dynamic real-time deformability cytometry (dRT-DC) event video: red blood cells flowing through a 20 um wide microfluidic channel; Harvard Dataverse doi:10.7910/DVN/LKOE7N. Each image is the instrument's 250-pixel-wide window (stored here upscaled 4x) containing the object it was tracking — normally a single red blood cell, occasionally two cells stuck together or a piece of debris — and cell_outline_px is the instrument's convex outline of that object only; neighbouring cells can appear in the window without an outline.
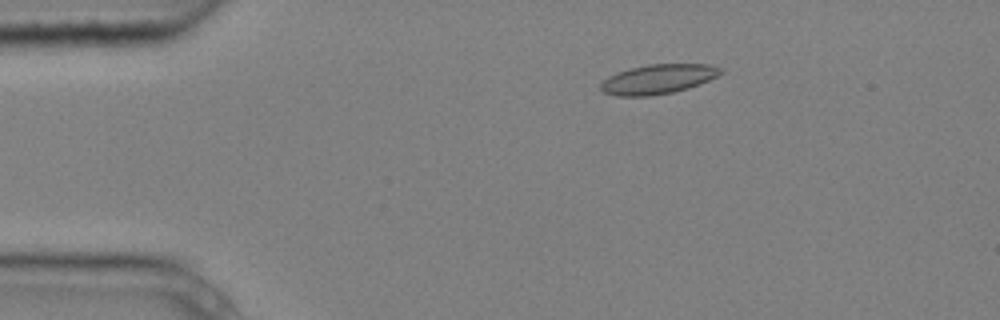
{"species": "common noctule bat (a hibernating species)", "species_latin": "Nyctalus noctula", "temperature_condition": "cold", "stored_images_in_passage": 5, "camera_frame_rate_fps": 3000, "um_per_image_px": 0.085, "animal": {"sex": "male", "body_mass_g": 20.4}, "frame": {"image": 1, "passage_image": 1, "time_ms": 0.0, "image_size_px": [1000, 320], "cell_outline_px": [[724, 72], [700, 84], [688, 88], [672, 92], [648, 96], [616, 96], [604, 92], [600, 88], [600, 84], [608, 76], [616, 72], [648, 64], [708, 64], [724, 68]], "centroid_in_image_um": [55.94, 6.72], "position_along_channel_um": 29.1, "area_um2": 20.63}}
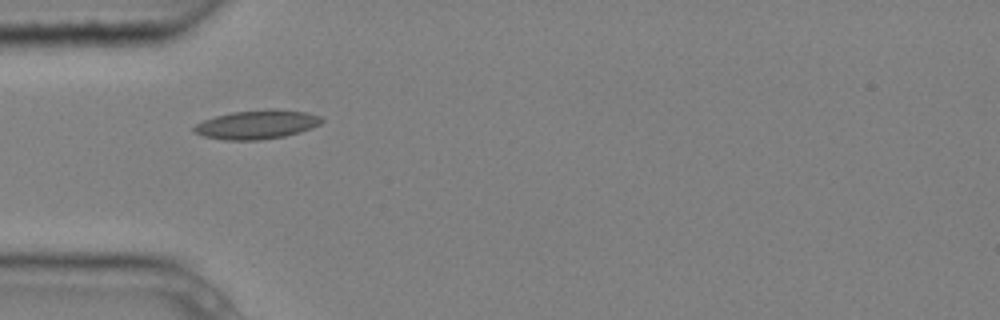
{"frame": {"image": 2, "passage_image": 3, "time_ms": 0.667, "image_size_px": [1000, 320], "cell_outline_px": [[324, 120], [320, 124], [312, 128], [300, 132], [284, 136], [260, 140], [224, 140], [204, 136], [192, 132], [192, 128], [196, 124], [204, 120], [216, 116], [232, 112], [272, 108], [308, 112], [320, 116]], "centroid_in_image_um": [21.85, 10.58], "position_along_channel_um": 63.2, "area_um2": 21.68}}
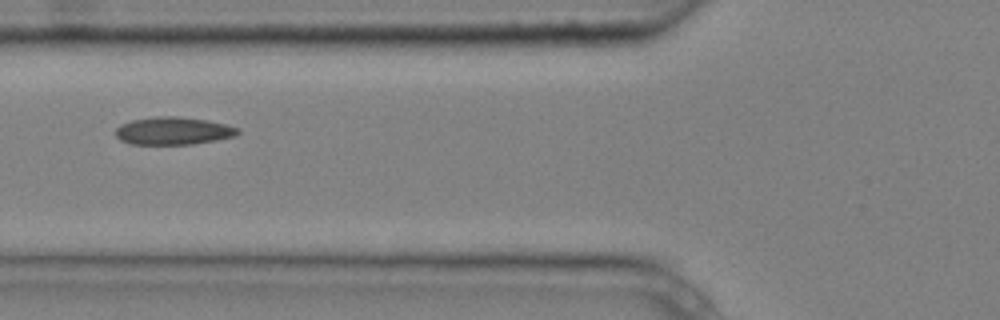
{"frame": {"image": 3, "passage_image": 4, "time_ms": 1.0, "image_size_px": [1000, 320], "cell_outline_px": [[240, 132], [236, 136], [216, 140], [192, 144], [132, 144], [120, 140], [116, 136], [116, 128], [120, 124], [132, 120], [156, 116], [176, 116], [208, 120], [240, 128]], "centroid_in_image_um": [14.74, 11.12], "position_along_channel_um": 111.1, "area_um2": 19.77}}